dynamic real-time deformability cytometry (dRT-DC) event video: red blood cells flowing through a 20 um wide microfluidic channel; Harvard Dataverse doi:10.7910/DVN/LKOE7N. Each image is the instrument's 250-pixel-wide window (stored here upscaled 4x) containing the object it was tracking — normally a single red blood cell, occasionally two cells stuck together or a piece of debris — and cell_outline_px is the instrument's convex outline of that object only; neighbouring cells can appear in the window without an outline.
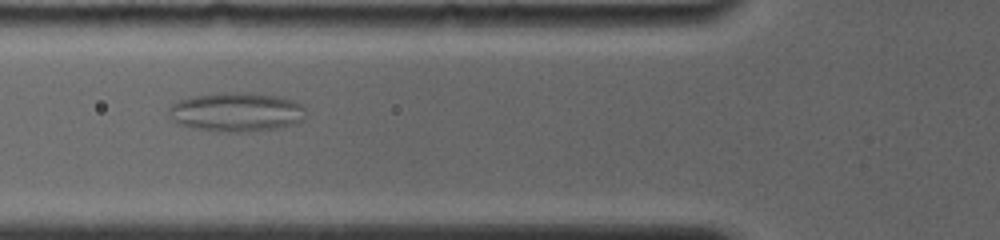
{"species": "common noctule bat (a hibernating species)", "species_latin": "Nyctalus noctula", "temperature_condition": "room temperature", "stored_images_in_passage": 5, "camera_frame_rate_fps": 4000, "um_per_image_px": 0.085, "animal": {"sex": "female", "body_mass_g": 19.0, "forearm_length_mm": 56.7}, "frame": {"image": 1, "passage_image": 4, "time_ms": 2.25, "image_size_px": [1000, 240], "cell_outline_px": [[304, 120], [296, 124], [280, 128], [244, 132], [224, 132], [192, 128], [176, 124], [168, 116], [168, 108], [176, 100], [192, 96], [228, 92], [236, 92], [280, 96], [292, 100], [300, 104], [304, 108]], "centroid_in_image_um": [20.05, 9.53], "position_along_channel_um": 105.7, "area_um2": 31.62}}
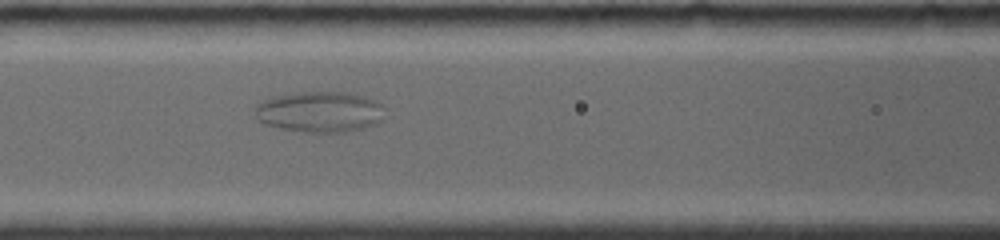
{"frame": {"image": 2, "passage_image": 5, "time_ms": 3.25, "image_size_px": [1000, 240], "cell_outline_px": [[384, 104], [380, 120], [376, 124], [344, 132], [304, 132], [280, 128], [264, 124], [256, 120], [256, 104], [264, 100], [276, 96], [300, 92], [344, 92], [376, 100]], "centroid_in_image_um": [27.15, 9.51], "position_along_channel_um": 139.4, "area_um2": 30.63}}